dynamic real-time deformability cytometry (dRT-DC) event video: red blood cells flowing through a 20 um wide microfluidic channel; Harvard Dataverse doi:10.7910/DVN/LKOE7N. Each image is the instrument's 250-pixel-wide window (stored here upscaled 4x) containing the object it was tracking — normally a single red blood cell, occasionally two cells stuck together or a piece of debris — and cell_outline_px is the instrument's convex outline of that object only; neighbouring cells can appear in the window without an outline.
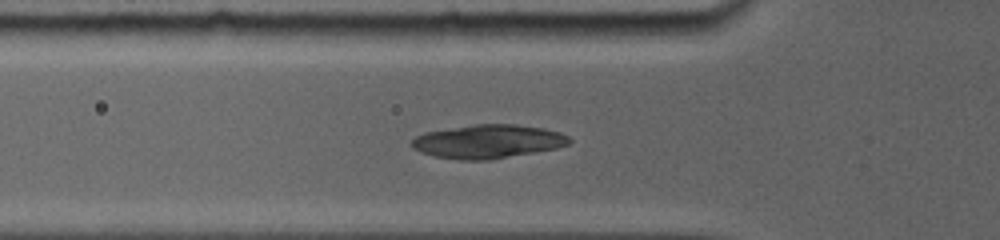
{"species": "common noctule bat (a hibernating species)", "species_latin": "Nyctalus noctula", "temperature_condition": "room temperature", "stored_images_in_passage": 16, "camera_frame_rate_fps": 5000, "um_per_image_px": 0.085, "animal": {"sex": "female", "body_mass_g": 19.0, "forearm_length_mm": 56.7}, "frame": {"image": 1, "passage_image": 3, "time_ms": 1.0, "image_size_px": [1000, 240], "cell_outline_px": [[572, 140], [568, 144], [556, 148], [536, 152], [488, 160], [460, 160], [436, 156], [420, 152], [412, 148], [412, 140], [416, 136], [424, 132], [476, 124], [516, 124], [544, 128], [560, 132], [568, 136]], "centroid_in_image_um": [41.49, 12.02], "position_along_channel_um": 84.3, "area_um2": 30.87}}
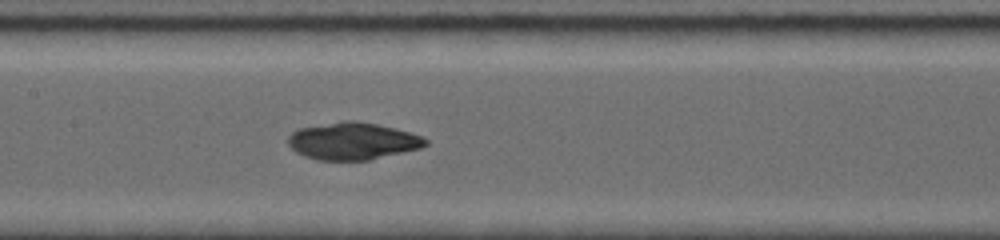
{"frame": {"image": 2, "passage_image": 9, "time_ms": 3.4, "image_size_px": [1000, 240], "cell_outline_px": [[428, 144], [420, 148], [368, 160], [316, 160], [304, 156], [296, 152], [288, 144], [288, 136], [292, 132], [300, 128], [344, 120], [356, 120], [396, 128], [424, 136], [428, 140]], "centroid_in_image_um": [29.99, 11.99], "position_along_channel_um": 177.4, "area_um2": 29.82}}
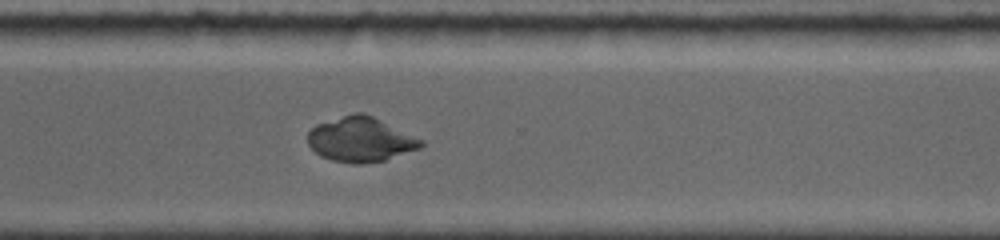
{"frame": {"image": 3, "passage_image": 16, "time_ms": 7.6, "image_size_px": [1000, 240], "cell_outline_px": [[424, 144], [420, 148], [384, 160], [364, 164], [356, 164], [332, 160], [320, 156], [308, 144], [308, 132], [316, 124], [352, 112], [364, 112], [424, 140]], "centroid_in_image_um": [30.64, 11.84], "position_along_channel_um": 340.0, "area_um2": 29.54}}